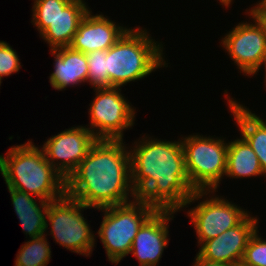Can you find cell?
<instances>
[{"label":"cell","mask_w":266,"mask_h":266,"mask_svg":"<svg viewBox=\"0 0 266 266\" xmlns=\"http://www.w3.org/2000/svg\"><path fill=\"white\" fill-rule=\"evenodd\" d=\"M130 147L131 184L137 198L156 210L181 211L191 198L181 139L143 136Z\"/></svg>","instance_id":"6da1fadb"},{"label":"cell","mask_w":266,"mask_h":266,"mask_svg":"<svg viewBox=\"0 0 266 266\" xmlns=\"http://www.w3.org/2000/svg\"><path fill=\"white\" fill-rule=\"evenodd\" d=\"M123 141L98 139L66 179V194L91 209L126 204L129 196L136 199L131 155Z\"/></svg>","instance_id":"7a4b0ae2"},{"label":"cell","mask_w":266,"mask_h":266,"mask_svg":"<svg viewBox=\"0 0 266 266\" xmlns=\"http://www.w3.org/2000/svg\"><path fill=\"white\" fill-rule=\"evenodd\" d=\"M0 173L7 188L48 202L66 193V179L47 161L44 151L31 140L14 145L0 155Z\"/></svg>","instance_id":"3957f363"},{"label":"cell","mask_w":266,"mask_h":266,"mask_svg":"<svg viewBox=\"0 0 266 266\" xmlns=\"http://www.w3.org/2000/svg\"><path fill=\"white\" fill-rule=\"evenodd\" d=\"M163 55L162 42H155L146 29L130 27L106 51L109 88L122 87L168 67Z\"/></svg>","instance_id":"277c9868"},{"label":"cell","mask_w":266,"mask_h":266,"mask_svg":"<svg viewBox=\"0 0 266 266\" xmlns=\"http://www.w3.org/2000/svg\"><path fill=\"white\" fill-rule=\"evenodd\" d=\"M104 212L97 232L103 243L108 261L119 264L130 254L133 241L143 223L156 209L140 200L98 209Z\"/></svg>","instance_id":"5b68a950"},{"label":"cell","mask_w":266,"mask_h":266,"mask_svg":"<svg viewBox=\"0 0 266 266\" xmlns=\"http://www.w3.org/2000/svg\"><path fill=\"white\" fill-rule=\"evenodd\" d=\"M186 171L194 191H217L225 176L228 143L222 137H181Z\"/></svg>","instance_id":"8992f818"},{"label":"cell","mask_w":266,"mask_h":266,"mask_svg":"<svg viewBox=\"0 0 266 266\" xmlns=\"http://www.w3.org/2000/svg\"><path fill=\"white\" fill-rule=\"evenodd\" d=\"M68 194L49 202L46 216V231L55 242L79 255L91 256L96 237L84 218L82 211L90 209ZM49 221V222H48Z\"/></svg>","instance_id":"52a82bcc"},{"label":"cell","mask_w":266,"mask_h":266,"mask_svg":"<svg viewBox=\"0 0 266 266\" xmlns=\"http://www.w3.org/2000/svg\"><path fill=\"white\" fill-rule=\"evenodd\" d=\"M94 90L95 98L89 105L90 127L87 128L97 139L123 140V132L134 126V107L122 95L120 87Z\"/></svg>","instance_id":"ba28073f"},{"label":"cell","mask_w":266,"mask_h":266,"mask_svg":"<svg viewBox=\"0 0 266 266\" xmlns=\"http://www.w3.org/2000/svg\"><path fill=\"white\" fill-rule=\"evenodd\" d=\"M215 191H194L185 208L203 198L198 205L187 211L198 238V245L213 239L227 229L237 226L249 213L223 198L213 195ZM212 196L210 197V195ZM208 195L209 198L206 196ZM206 197V199L204 198ZM220 197V198H219Z\"/></svg>","instance_id":"9c48e42d"},{"label":"cell","mask_w":266,"mask_h":266,"mask_svg":"<svg viewBox=\"0 0 266 266\" xmlns=\"http://www.w3.org/2000/svg\"><path fill=\"white\" fill-rule=\"evenodd\" d=\"M248 10V11H247ZM252 22H240L222 38L223 49L245 76L259 68L266 52V24L252 9H246Z\"/></svg>","instance_id":"30bf717a"},{"label":"cell","mask_w":266,"mask_h":266,"mask_svg":"<svg viewBox=\"0 0 266 266\" xmlns=\"http://www.w3.org/2000/svg\"><path fill=\"white\" fill-rule=\"evenodd\" d=\"M97 140L86 126L80 125L48 138L40 148L47 161L67 179Z\"/></svg>","instance_id":"8fae6325"},{"label":"cell","mask_w":266,"mask_h":266,"mask_svg":"<svg viewBox=\"0 0 266 266\" xmlns=\"http://www.w3.org/2000/svg\"><path fill=\"white\" fill-rule=\"evenodd\" d=\"M258 220L248 214L237 226L203 242L197 255L207 261L236 266L241 263L250 238L258 230Z\"/></svg>","instance_id":"7c38bea8"},{"label":"cell","mask_w":266,"mask_h":266,"mask_svg":"<svg viewBox=\"0 0 266 266\" xmlns=\"http://www.w3.org/2000/svg\"><path fill=\"white\" fill-rule=\"evenodd\" d=\"M174 213L156 210L138 230L130 253L139 261V266H158L170 240L168 224L173 220Z\"/></svg>","instance_id":"4fadbf2b"},{"label":"cell","mask_w":266,"mask_h":266,"mask_svg":"<svg viewBox=\"0 0 266 266\" xmlns=\"http://www.w3.org/2000/svg\"><path fill=\"white\" fill-rule=\"evenodd\" d=\"M129 28L116 25V22L101 14L92 15V11L81 20L70 47L88 54L95 50L107 51Z\"/></svg>","instance_id":"5bb4252c"},{"label":"cell","mask_w":266,"mask_h":266,"mask_svg":"<svg viewBox=\"0 0 266 266\" xmlns=\"http://www.w3.org/2000/svg\"><path fill=\"white\" fill-rule=\"evenodd\" d=\"M50 52L55 63L49 82L55 90L62 91L87 82L88 63L85 53L73 50L70 46L50 49Z\"/></svg>","instance_id":"9a60e30c"},{"label":"cell","mask_w":266,"mask_h":266,"mask_svg":"<svg viewBox=\"0 0 266 266\" xmlns=\"http://www.w3.org/2000/svg\"><path fill=\"white\" fill-rule=\"evenodd\" d=\"M84 0H71L40 34L50 49L69 47L84 16L91 10Z\"/></svg>","instance_id":"2e32d148"},{"label":"cell","mask_w":266,"mask_h":266,"mask_svg":"<svg viewBox=\"0 0 266 266\" xmlns=\"http://www.w3.org/2000/svg\"><path fill=\"white\" fill-rule=\"evenodd\" d=\"M226 99L236 125L239 127L240 135L256 153L263 176L265 175L266 177V120L264 121L260 116L252 113L245 105L243 106V104L228 95H226Z\"/></svg>","instance_id":"e0dca14e"},{"label":"cell","mask_w":266,"mask_h":266,"mask_svg":"<svg viewBox=\"0 0 266 266\" xmlns=\"http://www.w3.org/2000/svg\"><path fill=\"white\" fill-rule=\"evenodd\" d=\"M8 191L25 235H29L30 238L44 235L46 232V216L49 202L38 199V204L33 195L14 188H8Z\"/></svg>","instance_id":"ac0fdd59"},{"label":"cell","mask_w":266,"mask_h":266,"mask_svg":"<svg viewBox=\"0 0 266 266\" xmlns=\"http://www.w3.org/2000/svg\"><path fill=\"white\" fill-rule=\"evenodd\" d=\"M240 137L228 142L225 176L230 179L262 176V168L256 153L246 140Z\"/></svg>","instance_id":"d6986e66"},{"label":"cell","mask_w":266,"mask_h":266,"mask_svg":"<svg viewBox=\"0 0 266 266\" xmlns=\"http://www.w3.org/2000/svg\"><path fill=\"white\" fill-rule=\"evenodd\" d=\"M47 234L31 238L19 249L14 266H47L51 258V246Z\"/></svg>","instance_id":"ffe728a7"},{"label":"cell","mask_w":266,"mask_h":266,"mask_svg":"<svg viewBox=\"0 0 266 266\" xmlns=\"http://www.w3.org/2000/svg\"><path fill=\"white\" fill-rule=\"evenodd\" d=\"M32 20L41 34L71 0H33Z\"/></svg>","instance_id":"44dd1931"},{"label":"cell","mask_w":266,"mask_h":266,"mask_svg":"<svg viewBox=\"0 0 266 266\" xmlns=\"http://www.w3.org/2000/svg\"><path fill=\"white\" fill-rule=\"evenodd\" d=\"M88 63L87 83L92 88H109V75L106 65V51L95 50L86 54Z\"/></svg>","instance_id":"7402d4cb"},{"label":"cell","mask_w":266,"mask_h":266,"mask_svg":"<svg viewBox=\"0 0 266 266\" xmlns=\"http://www.w3.org/2000/svg\"><path fill=\"white\" fill-rule=\"evenodd\" d=\"M258 232L250 238L244 251L241 263L245 266H266V240Z\"/></svg>","instance_id":"603a6c76"},{"label":"cell","mask_w":266,"mask_h":266,"mask_svg":"<svg viewBox=\"0 0 266 266\" xmlns=\"http://www.w3.org/2000/svg\"><path fill=\"white\" fill-rule=\"evenodd\" d=\"M21 62L16 50L5 41H0V79L17 73L21 68Z\"/></svg>","instance_id":"cb8c5ba5"},{"label":"cell","mask_w":266,"mask_h":266,"mask_svg":"<svg viewBox=\"0 0 266 266\" xmlns=\"http://www.w3.org/2000/svg\"><path fill=\"white\" fill-rule=\"evenodd\" d=\"M194 259V264L192 266H230L226 263L211 262L205 259H201L197 254Z\"/></svg>","instance_id":"d4e9b609"},{"label":"cell","mask_w":266,"mask_h":266,"mask_svg":"<svg viewBox=\"0 0 266 266\" xmlns=\"http://www.w3.org/2000/svg\"><path fill=\"white\" fill-rule=\"evenodd\" d=\"M256 6L252 7V10H254L258 15H266V0H260Z\"/></svg>","instance_id":"484cf974"},{"label":"cell","mask_w":266,"mask_h":266,"mask_svg":"<svg viewBox=\"0 0 266 266\" xmlns=\"http://www.w3.org/2000/svg\"><path fill=\"white\" fill-rule=\"evenodd\" d=\"M262 65L265 67L264 69H265V72H266V52L264 53V55L262 57V61L260 63L259 68L252 74V76H254L255 74L258 73V71L263 67ZM264 78H265L264 82H266V73H265V77ZM265 87H266V83H265Z\"/></svg>","instance_id":"4316f807"},{"label":"cell","mask_w":266,"mask_h":266,"mask_svg":"<svg viewBox=\"0 0 266 266\" xmlns=\"http://www.w3.org/2000/svg\"><path fill=\"white\" fill-rule=\"evenodd\" d=\"M218 1L221 3L222 6L224 5L228 8L230 5H232L231 3L233 0H218Z\"/></svg>","instance_id":"83f0119b"},{"label":"cell","mask_w":266,"mask_h":266,"mask_svg":"<svg viewBox=\"0 0 266 266\" xmlns=\"http://www.w3.org/2000/svg\"><path fill=\"white\" fill-rule=\"evenodd\" d=\"M261 17V19L265 22L266 24V15H259Z\"/></svg>","instance_id":"f1b7e54d"},{"label":"cell","mask_w":266,"mask_h":266,"mask_svg":"<svg viewBox=\"0 0 266 266\" xmlns=\"http://www.w3.org/2000/svg\"><path fill=\"white\" fill-rule=\"evenodd\" d=\"M236 266H245V265L242 263H238Z\"/></svg>","instance_id":"f546056e"}]
</instances>
